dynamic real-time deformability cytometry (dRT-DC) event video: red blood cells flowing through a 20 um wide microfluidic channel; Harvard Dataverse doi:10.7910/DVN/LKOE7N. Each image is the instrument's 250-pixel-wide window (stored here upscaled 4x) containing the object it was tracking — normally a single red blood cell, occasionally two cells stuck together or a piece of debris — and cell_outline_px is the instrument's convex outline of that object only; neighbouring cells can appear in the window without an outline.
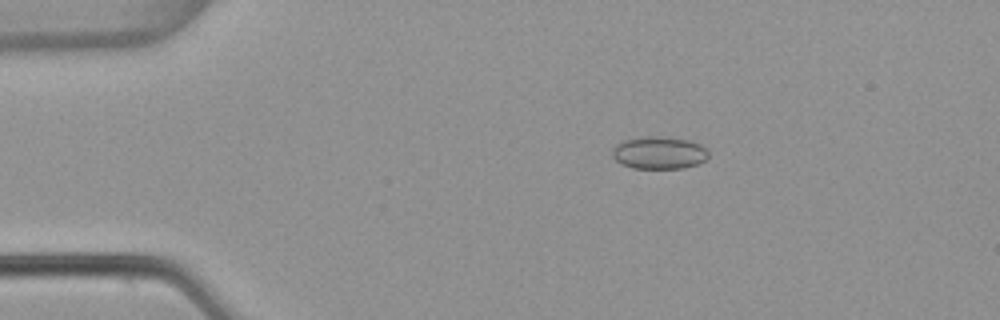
{"species": "common noctule bat (a hibernating species)", "species_latin": "Nyctalus noctula", "temperature_condition": "warm", "stored_images_in_passage": 53, "camera_frame_rate_fps": 3000, "um_per_image_px": 0.085, "animal": {"sex": "female", "body_mass_g": 22.7, "forearm_length_mm": 54.2}, "frame": {"image": 1, "passage_image": 10, "time_ms": 3.0, "image_size_px": [1000, 320], "cell_outline_px": [[708, 160], [700, 164], [684, 168], [632, 168], [620, 164], [612, 156], [612, 148], [616, 144], [624, 140], [644, 136], [660, 136], [688, 140], [700, 144], [708, 148]], "centroid_in_image_um": [56.05, 12.99], "position_along_channel_um": 29.0, "area_um2": 18.55}}
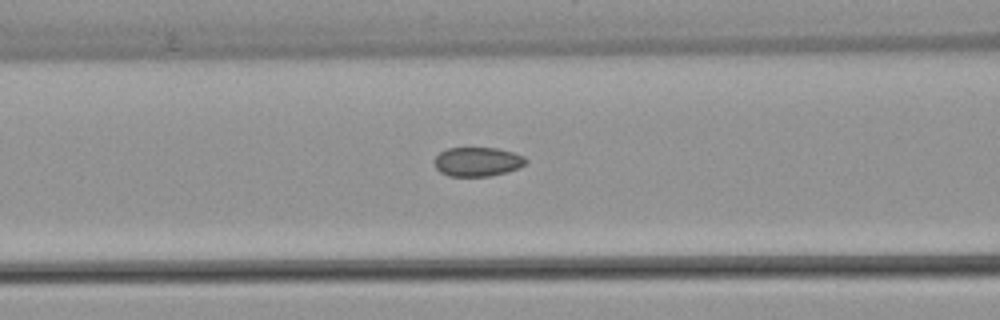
{"frame": {"image": 2, "passage_image": 22, "time_ms": 7.0, "image_size_px": [1000, 320], "cell_outline_px": [[528, 160], [524, 164], [508, 172], [492, 176], [448, 176], [440, 172], [436, 168], [432, 160], [440, 152], [448, 148], [496, 148], [512, 152], [524, 156]], "centroid_in_image_um": [40.55, 13.75], "position_along_channel_um": 126.0, "area_um2": 15.61}}
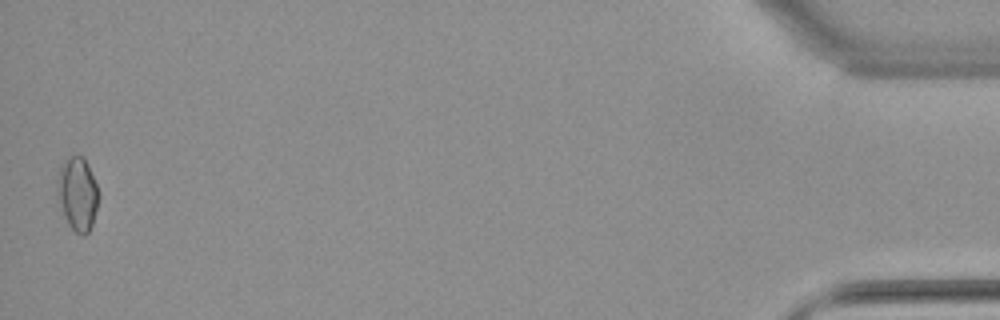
{"frame": {"image": 3, "passage_image": 53, "time_ms": 17.333, "image_size_px": [1000, 320], "cell_outline_px": [[100, 196], [92, 224], [88, 232], [84, 236], [76, 232], [68, 224], [56, 188], [56, 180], [60, 168], [64, 160], [68, 156], [84, 156], [88, 164], [96, 184]], "centroid_in_image_um": [6.61, 16.44], "position_along_channel_um": 428.6, "area_um2": 17.51}, "authors_computed_cell_mechanics": {"area_um2": 16.1262, "velocity_mm_per_s": 3.8467, "shape_relaxation_time_tau1_ms": null, "shape_relaxation_time_tau2_ms": 2.402, "deformation_change_tau1": null, "deformation_change_tau2": 0.0569}}